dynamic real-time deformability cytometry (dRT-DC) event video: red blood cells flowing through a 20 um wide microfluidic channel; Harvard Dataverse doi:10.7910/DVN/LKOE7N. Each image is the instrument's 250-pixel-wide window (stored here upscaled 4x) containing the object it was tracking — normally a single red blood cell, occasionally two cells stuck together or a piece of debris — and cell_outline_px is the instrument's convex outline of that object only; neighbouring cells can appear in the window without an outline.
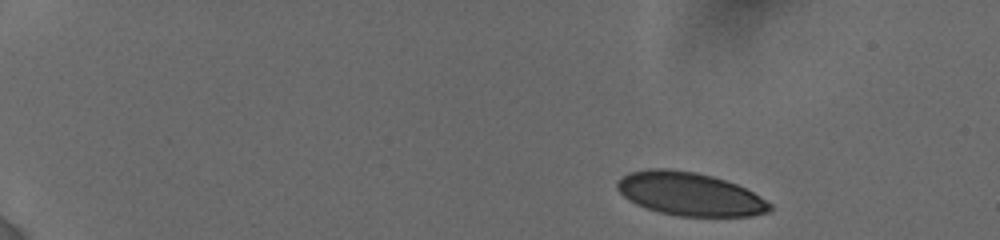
{"species": "human", "species_latin": "Homo sapiens", "temperature_condition": "cold", "stored_images_in_passage": 19, "camera_frame_rate_fps": 3000, "um_per_image_px": 0.085, "donor": {"sex": "female"}, "frame": {"image": 1, "passage_image": 1, "time_ms": 0.0, "image_size_px": [1000, 240], "cell_outline_px": [[772, 212], [752, 216], [680, 216], [660, 212], [636, 204], [628, 200], [616, 188], [616, 180], [620, 176], [628, 172], [648, 168], [672, 168], [696, 172], [712, 176], [736, 184], [752, 192], [772, 204]], "centroid_in_image_um": [58.6, 16.47], "position_along_channel_um": 26.4, "area_um2": 38.73}}
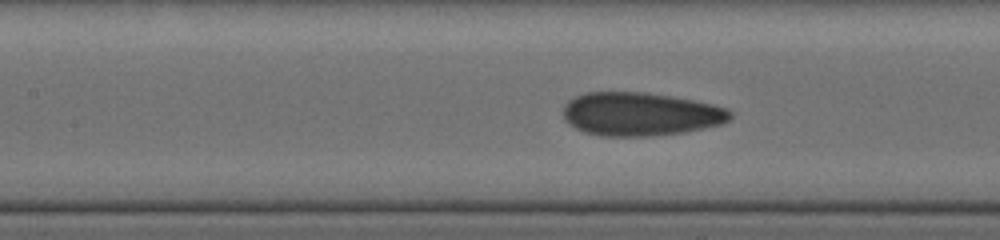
{"frame": {"image": 2, "passage_image": 9, "time_ms": 6.667, "image_size_px": [1000, 240], "cell_outline_px": [[732, 116], [728, 120], [720, 124], [684, 132], [652, 136], [600, 136], [584, 132], [568, 124], [564, 120], [564, 104], [568, 100], [584, 92], [644, 92], [692, 100], [712, 104], [724, 108], [732, 112]], "centroid_in_image_um": [54.38, 9.7], "position_along_channel_um": 153.0, "area_um2": 42.14}}
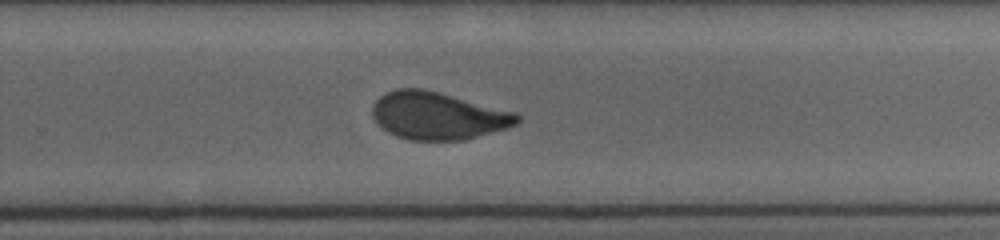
{"frame": {"image": 3, "passage_image": 19, "time_ms": 10.333, "image_size_px": [1000, 240], "cell_outline_px": [[520, 120], [516, 124], [508, 128], [464, 140], [408, 140], [396, 136], [388, 132], [372, 116], [372, 104], [384, 92], [396, 88], [424, 88], [440, 92], [516, 112], [520, 116]], "centroid_in_image_um": [37.22, 9.82], "position_along_channel_um": 292.6, "area_um2": 40.29}}